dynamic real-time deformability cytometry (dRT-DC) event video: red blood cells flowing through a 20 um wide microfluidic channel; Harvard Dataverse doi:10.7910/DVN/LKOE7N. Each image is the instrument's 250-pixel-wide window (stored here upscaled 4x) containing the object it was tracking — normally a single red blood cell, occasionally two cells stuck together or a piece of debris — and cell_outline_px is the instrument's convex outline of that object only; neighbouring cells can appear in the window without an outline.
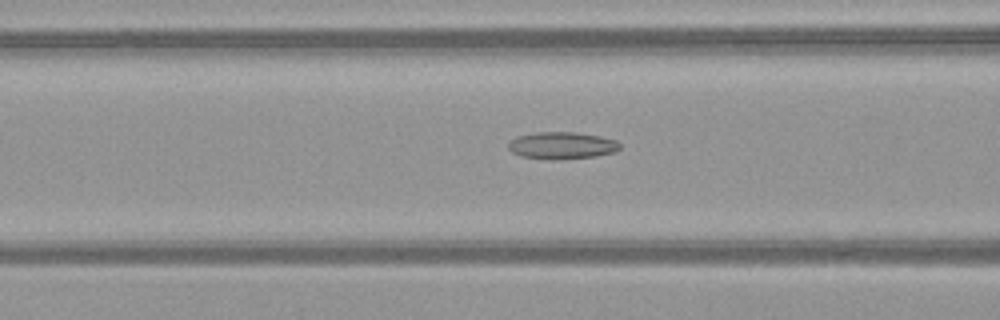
{"species": "common noctule bat (a hibernating species)", "species_latin": "Nyctalus noctula", "temperature_condition": "warm", "stored_images_in_passage": 52, "camera_frame_rate_fps": 3000, "um_per_image_px": 0.085, "animal": {"sex": "female", "body_mass_g": 21.9}, "frame": {"image": 1, "passage_image": 22, "time_ms": 7.0, "image_size_px": [1000, 320], "cell_outline_px": [[620, 148], [612, 152], [596, 156], [556, 160], [552, 160], [520, 156], [512, 152], [508, 148], [508, 144], [516, 136], [536, 132], [576, 132], [600, 136], [616, 140], [620, 144]], "centroid_in_image_um": [47.74, 12.36], "position_along_channel_um": 118.9, "area_um2": 17.63}}
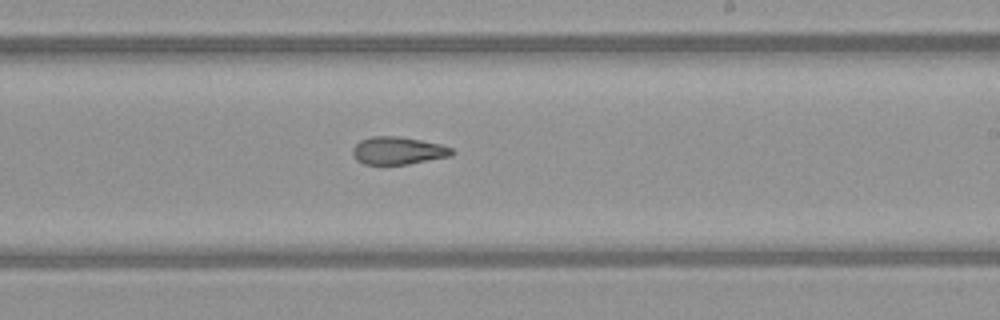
{"frame": {"image": 2, "passage_image": 32, "time_ms": 10.333, "image_size_px": [1000, 320], "cell_outline_px": [[456, 152], [452, 156], [408, 164], [364, 164], [356, 160], [352, 152], [352, 148], [360, 140], [372, 136], [400, 136], [440, 144], [452, 148]], "centroid_in_image_um": [33.84, 12.8], "position_along_channel_um": 255.2, "area_um2": 16.07}}
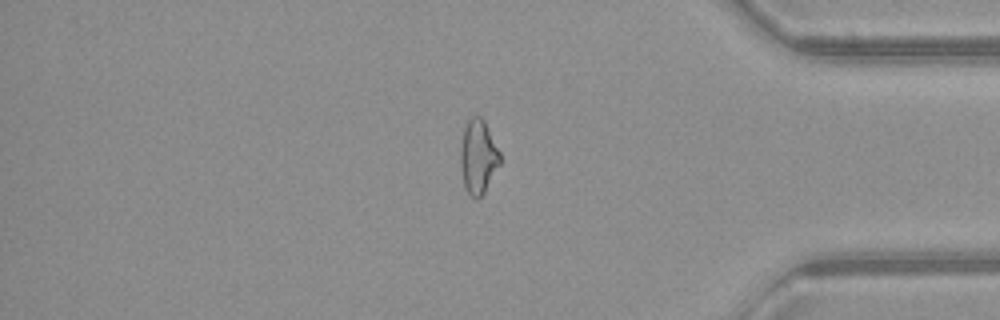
{"frame": {"image": 3, "passage_image": 44, "time_ms": 14.333, "image_size_px": [1000, 320], "cell_outline_px": [[500, 164], [484, 192], [476, 200], [468, 192], [464, 184], [460, 164], [460, 148], [464, 128], [468, 120], [472, 116], [480, 116], [484, 120], [500, 152]], "centroid_in_image_um": [40.64, 13.3], "position_along_channel_um": 394.6, "area_um2": 16.88}, "authors_computed_cell_mechanics": {"area_um2": 17.8602, "velocity_mm_per_s": 4.0862, "shape_relaxation_time_tau1_ms": null, "shape_relaxation_time_tau2_ms": 3.5908, "deformation_change_tau1": null, "deformation_change_tau2": 0.1227}}